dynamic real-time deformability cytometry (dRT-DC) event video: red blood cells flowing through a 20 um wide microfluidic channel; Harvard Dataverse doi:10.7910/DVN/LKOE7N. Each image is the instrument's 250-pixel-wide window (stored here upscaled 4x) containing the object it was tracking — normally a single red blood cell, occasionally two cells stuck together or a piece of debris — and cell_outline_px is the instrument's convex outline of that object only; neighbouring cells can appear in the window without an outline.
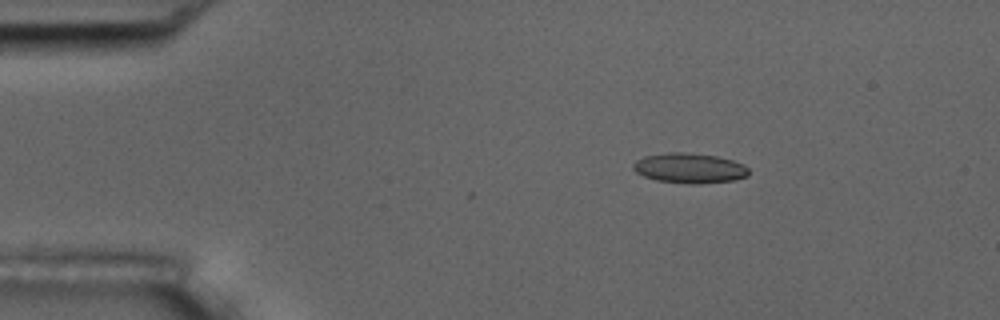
{"species": "common noctule bat (a hibernating species)", "species_latin": "Nyctalus noctula", "temperature_condition": "room temperature", "stored_images_in_passage": 3, "camera_frame_rate_fps": 3000, "um_per_image_px": 0.085, "animal": {"sex": "male", "body_mass_g": 17.5, "forearm_length_mm": 52.3}, "frame": {"image": 1, "passage_image": 1, "time_ms": 0.0, "image_size_px": [1000, 320], "cell_outline_px": [[748, 176], [736, 180], [700, 184], [688, 184], [656, 180], [644, 176], [636, 172], [632, 168], [632, 164], [636, 160], [644, 156], [668, 152], [684, 152], [716, 156], [732, 160], [744, 164], [748, 168]], "centroid_in_image_um": [58.61, 14.3], "position_along_channel_um": 26.4, "area_um2": 20.4}}